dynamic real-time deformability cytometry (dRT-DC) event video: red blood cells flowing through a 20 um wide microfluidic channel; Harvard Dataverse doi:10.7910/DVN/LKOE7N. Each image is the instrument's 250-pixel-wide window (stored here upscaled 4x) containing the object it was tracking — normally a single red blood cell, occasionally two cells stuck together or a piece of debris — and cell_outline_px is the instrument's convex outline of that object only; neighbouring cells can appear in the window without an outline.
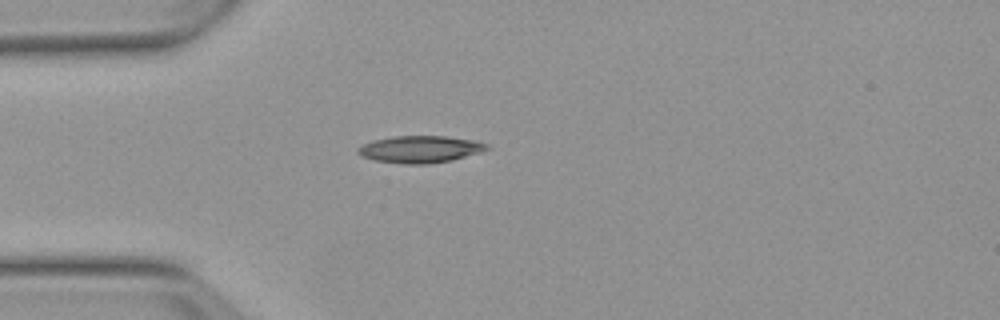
{"species": "Egyptian fruit bat (a non-hibernating species)", "species_latin": "Rousettus aegyptiacus", "temperature_condition": "warm", "stored_images_in_passage": 3, "camera_frame_rate_fps": 3000, "um_per_image_px": 0.085, "animal": {"sex": "female"}, "frame": {"image": 1, "passage_image": 2, "time_ms": 1.333, "image_size_px": [1000, 320], "cell_outline_px": [[492, 148], [480, 152], [452, 160], [428, 164], [400, 164], [376, 160], [364, 156], [356, 152], [356, 148], [372, 140], [392, 136], [448, 136], [476, 140], [488, 144]], "centroid_in_image_um": [35.74, 12.68], "position_along_channel_um": 49.3, "area_um2": 20.46}}